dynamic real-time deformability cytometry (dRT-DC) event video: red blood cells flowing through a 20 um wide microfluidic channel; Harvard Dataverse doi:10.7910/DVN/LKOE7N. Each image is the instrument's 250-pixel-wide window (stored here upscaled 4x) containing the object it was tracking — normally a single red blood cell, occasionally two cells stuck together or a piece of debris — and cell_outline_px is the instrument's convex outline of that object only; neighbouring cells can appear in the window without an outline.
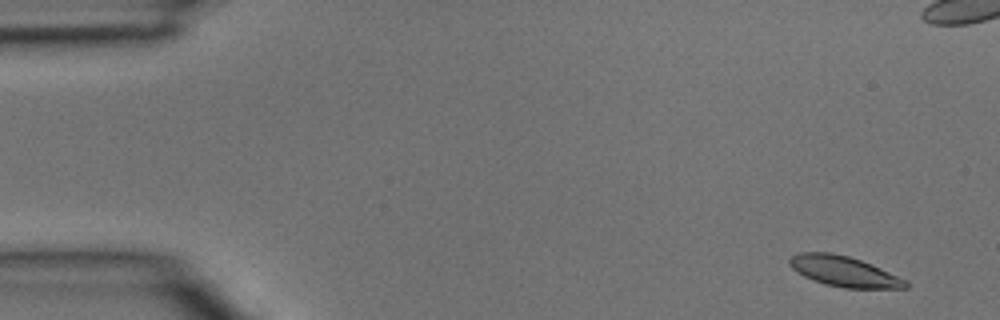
{"species": "common noctule bat (a hibernating species)", "species_latin": "Nyctalus noctula", "temperature_condition": "room temperature", "stored_images_in_passage": 4, "segment_of_instrument_passage": [2, 2], "camera_frame_rate_fps": 3000, "um_per_image_px": 0.085, "animal": {"sex": "male", "body_mass_g": 15.6}, "frame": {"image": 1, "passage_image": 4, "time_ms": 1.0, "image_size_px": [1000, 320], "cell_outline_px": [[908, 288], [844, 288], [824, 284], [812, 280], [796, 272], [788, 264], [788, 260], [792, 256], [800, 252], [828, 252], [848, 256], [872, 264], [908, 280]], "centroid_in_image_um": [71.74, 23.07], "position_along_channel_um": 13.3, "area_um2": 20.69}}